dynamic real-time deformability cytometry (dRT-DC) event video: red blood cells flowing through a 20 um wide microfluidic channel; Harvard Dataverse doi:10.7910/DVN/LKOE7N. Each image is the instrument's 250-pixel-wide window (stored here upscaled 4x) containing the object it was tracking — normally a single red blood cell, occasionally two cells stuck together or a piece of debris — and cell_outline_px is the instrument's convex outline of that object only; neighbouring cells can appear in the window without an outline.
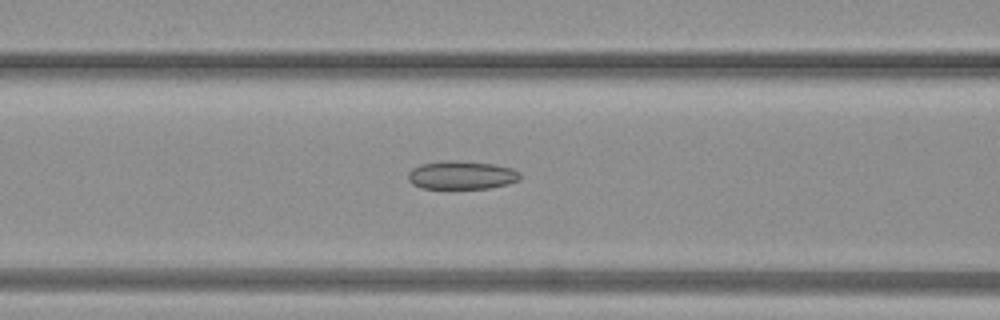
{"species": "common noctule bat (a hibernating species)", "species_latin": "Nyctalus noctula", "temperature_condition": "warm", "stored_images_in_passage": 21, "camera_frame_rate_fps": 3000, "um_per_image_px": 0.085, "animal": {"sex": "female", "body_mass_g": 19.3, "forearm_length_mm": 54.1}, "frame": {"image": 1, "passage_image": 10, "time_ms": 3.0, "image_size_px": [1000, 320], "cell_outline_px": [[520, 180], [508, 184], [488, 188], [420, 188], [412, 184], [408, 180], [408, 172], [412, 168], [420, 164], [444, 160], [448, 160], [496, 164], [512, 168], [520, 172]], "centroid_in_image_um": [39.23, 14.88], "position_along_channel_um": 127.4, "area_um2": 18.61}}
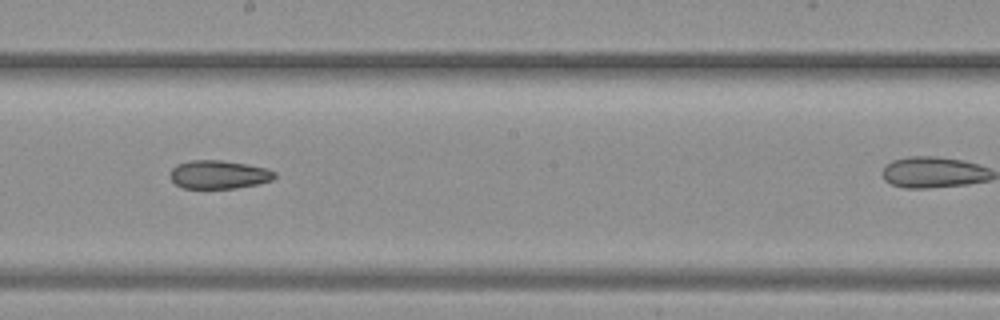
{"frame": {"image": 2, "passage_image": 16, "time_ms": 5.0, "image_size_px": [1000, 320], "cell_outline_px": [[276, 176], [272, 180], [256, 184], [236, 188], [184, 188], [176, 184], [168, 176], [168, 172], [176, 164], [192, 160], [220, 160], [248, 164], [268, 168], [276, 172]], "centroid_in_image_um": [18.58, 14.83], "position_along_channel_um": 229.6, "area_um2": 17.46}}
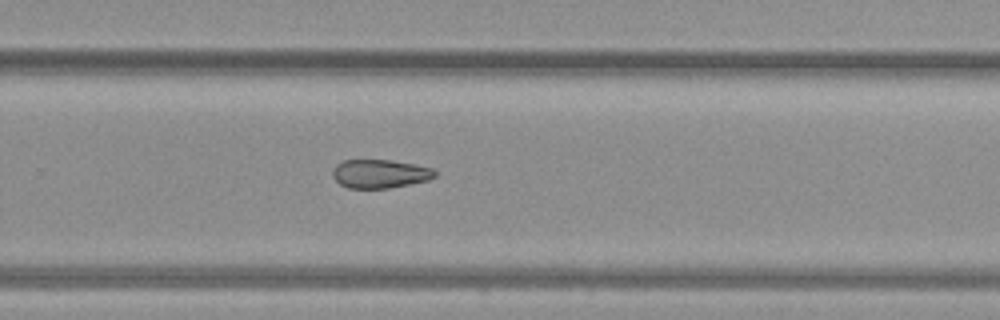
{"frame": {"image": 3, "passage_image": 20, "time_ms": 6.333, "image_size_px": [1000, 320], "cell_outline_px": [[436, 176], [428, 180], [388, 188], [348, 188], [340, 184], [332, 176], [332, 168], [336, 164], [344, 160], [392, 160], [432, 168], [436, 172]], "centroid_in_image_um": [32.26, 14.76], "position_along_channel_um": 297.5, "area_um2": 16.99}}